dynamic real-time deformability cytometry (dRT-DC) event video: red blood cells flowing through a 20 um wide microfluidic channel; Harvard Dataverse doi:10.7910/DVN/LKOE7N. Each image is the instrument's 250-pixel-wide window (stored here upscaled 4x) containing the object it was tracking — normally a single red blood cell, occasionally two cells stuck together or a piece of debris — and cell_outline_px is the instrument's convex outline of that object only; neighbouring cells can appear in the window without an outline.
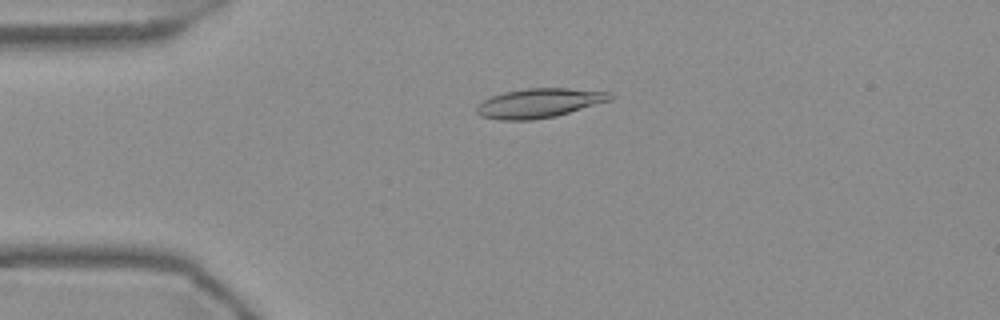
{"species": "Egyptian fruit bat (a non-hibernating species)", "species_latin": "Rousettus aegyptiacus", "temperature_condition": "warm", "stored_images_in_passage": 55, "camera_frame_rate_fps": 3000, "um_per_image_px": 0.085, "frame": {"image": 1, "passage_image": 13, "time_ms": 4.0, "image_size_px": [1000, 320], "cell_outline_px": [[616, 96], [612, 100], [556, 116], [532, 120], [500, 120], [480, 116], [476, 112], [476, 104], [492, 96], [504, 92], [528, 88], [568, 88], [612, 92]], "centroid_in_image_um": [45.86, 8.76], "position_along_channel_um": 39.1, "area_um2": 23.0}}
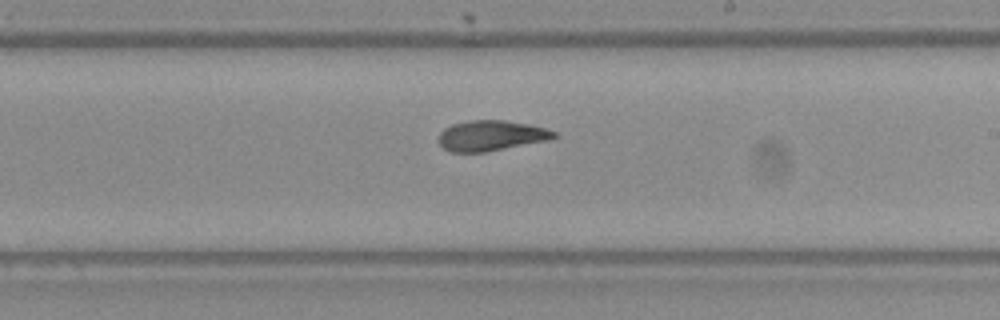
{"frame": {"image": 2, "passage_image": 32, "time_ms": 10.333, "image_size_px": [1000, 320], "cell_outline_px": [[560, 136], [552, 140], [484, 152], [448, 152], [436, 140], [440, 132], [444, 128], [452, 124], [468, 120], [504, 120], [528, 124], [544, 128], [556, 132]], "centroid_in_image_um": [41.75, 11.53], "position_along_channel_um": 247.3, "area_um2": 20.75}}
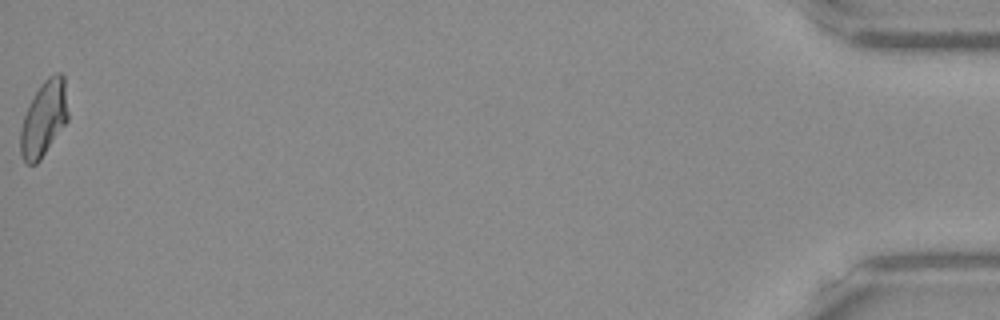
{"frame": {"image": 3, "passage_image": 55, "time_ms": 18.0, "image_size_px": [1000, 320], "cell_outline_px": [[68, 120], [40, 160], [36, 164], [28, 164], [20, 156], [20, 128], [24, 116], [40, 84], [48, 76], [56, 72], [60, 72], [64, 76], [68, 112]], "centroid_in_image_um": [3.73, 10.08], "position_along_channel_um": 431.5, "area_um2": 20.81}, "authors_computed_cell_mechanics": {"area_um2": 21.2704, "velocity_mm_per_s": 3.7285, "shape_relaxation_time_tau1_ms": null, "shape_relaxation_time_tau2_ms": 2.9366, "deformation_change_tau1": null, "deformation_change_tau2": 0.0804}}